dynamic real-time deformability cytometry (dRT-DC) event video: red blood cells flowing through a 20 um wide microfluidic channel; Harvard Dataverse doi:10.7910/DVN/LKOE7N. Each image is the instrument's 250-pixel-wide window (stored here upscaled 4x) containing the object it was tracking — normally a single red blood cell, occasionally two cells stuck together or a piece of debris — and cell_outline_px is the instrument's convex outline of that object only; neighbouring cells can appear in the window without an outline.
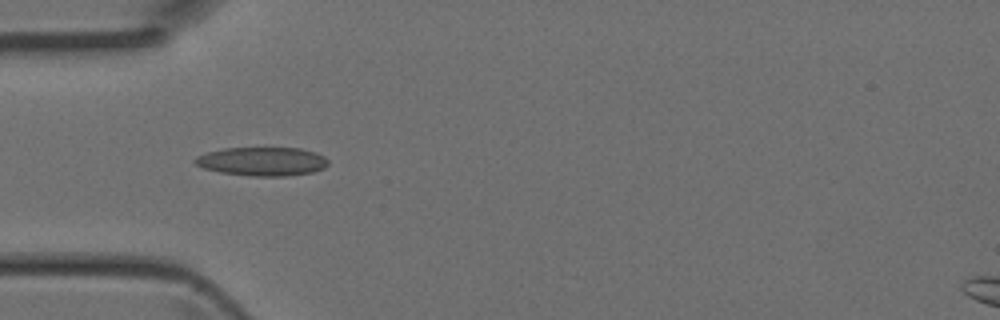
{"species": "Egyptian fruit bat (a non-hibernating species)", "species_latin": "Rousettus aegyptiacus", "temperature_condition": "room temperature", "stored_images_in_passage": 1, "camera_frame_rate_fps": 3000, "um_per_image_px": 0.085, "animal": {"sex": "female"}, "frame": {"image": 1, "passage_image": 1, "time_ms": 0.0, "image_size_px": [1000, 320], "cell_outline_px": [[328, 164], [324, 168], [312, 172], [288, 176], [252, 176], [220, 172], [204, 168], [196, 164], [192, 160], [196, 156], [208, 152], [224, 148], [300, 148], [316, 152], [324, 156], [328, 160]], "centroid_in_image_um": [22.3, 13.72], "position_along_channel_um": 62.7, "area_um2": 22.31}}